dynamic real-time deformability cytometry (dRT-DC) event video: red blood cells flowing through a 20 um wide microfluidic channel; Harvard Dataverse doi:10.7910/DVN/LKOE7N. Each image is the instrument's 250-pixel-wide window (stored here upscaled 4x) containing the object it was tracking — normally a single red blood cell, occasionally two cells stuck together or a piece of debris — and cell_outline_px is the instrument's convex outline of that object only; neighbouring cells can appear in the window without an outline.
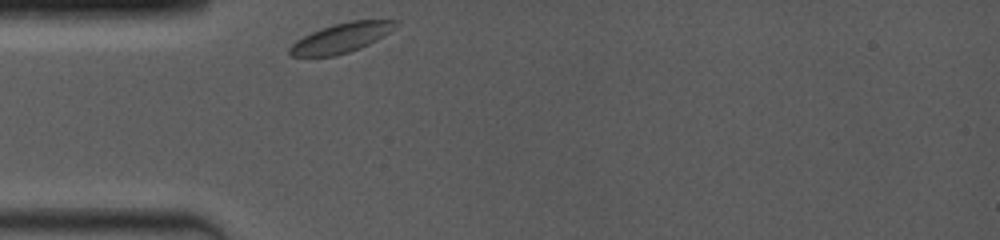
{"species": "common noctule bat (a hibernating species)", "species_latin": "Nyctalus noctula", "temperature_condition": "room temperature", "stored_images_in_passage": 1, "camera_frame_rate_fps": 4000, "um_per_image_px": 0.085, "animal": {"sex": "female", "body_mass_g": 19.0, "forearm_length_mm": 53.3}, "frame": {"image": 1, "passage_image": 1, "time_ms": 0.0, "image_size_px": [1000, 240], "cell_outline_px": [[400, 20], [396, 28], [384, 36], [360, 48], [336, 56], [292, 56], [288, 52], [288, 48], [296, 40], [320, 28], [348, 20]], "centroid_in_image_um": [29.03, 3.21], "position_along_channel_um": 56.0, "area_um2": 18.32}}